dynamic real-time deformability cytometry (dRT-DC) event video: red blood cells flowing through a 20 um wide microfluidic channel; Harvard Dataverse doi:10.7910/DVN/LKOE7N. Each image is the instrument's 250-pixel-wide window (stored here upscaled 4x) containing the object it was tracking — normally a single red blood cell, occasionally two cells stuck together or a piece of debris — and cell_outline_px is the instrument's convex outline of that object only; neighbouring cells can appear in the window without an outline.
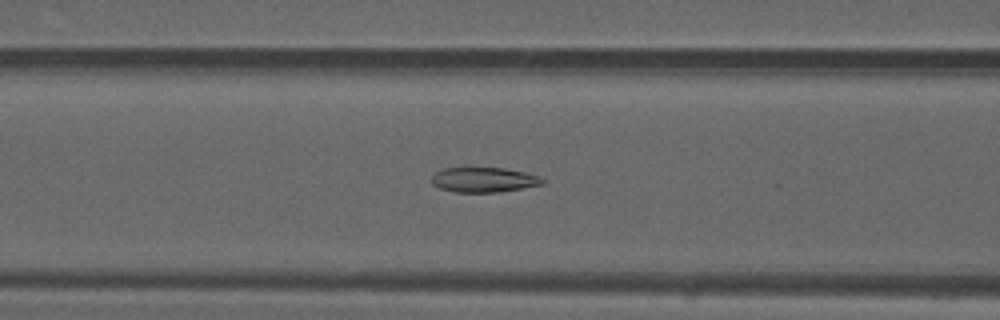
{"species": "common noctule bat (a hibernating species)", "species_latin": "Nyctalus noctula", "temperature_condition": "warm", "stored_images_in_passage": 50, "camera_frame_rate_fps": 3000, "um_per_image_px": 0.085, "animal": {"sex": "male", "forearm_length_mm": 52.5}, "frame": {"image": 1, "passage_image": 21, "time_ms": 6.667, "image_size_px": [1000, 320], "cell_outline_px": [[544, 184], [500, 192], [452, 192], [440, 188], [432, 184], [432, 176], [436, 172], [444, 168], [504, 168], [524, 172], [540, 176], [544, 180]], "centroid_in_image_um": [41.13, 15.29], "position_along_channel_um": 125.5, "area_um2": 16.07}}
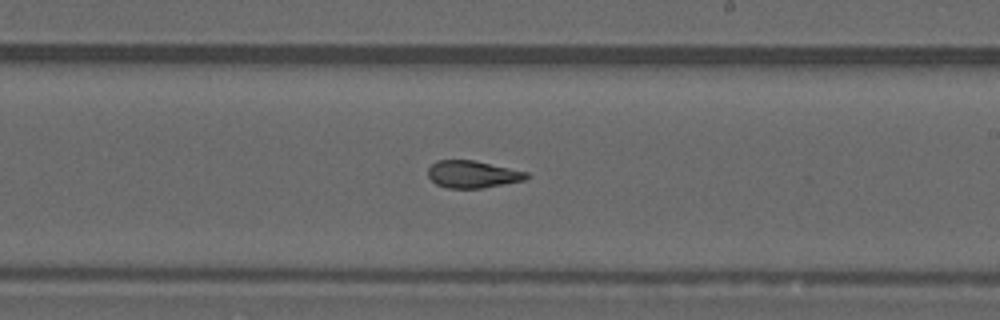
{"frame": {"image": 2, "passage_image": 30, "time_ms": 9.667, "image_size_px": [1000, 320], "cell_outline_px": [[528, 176], [524, 180], [504, 184], [480, 188], [448, 188], [436, 184], [428, 176], [428, 168], [436, 160], [476, 160], [528, 172]], "centroid_in_image_um": [40.16, 14.8], "position_along_channel_um": 248.8, "area_um2": 15.61}}
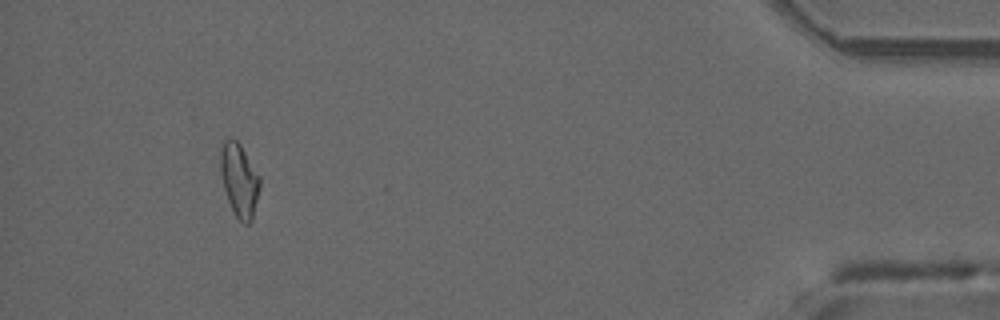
{"frame": {"image": 3, "passage_image": 47, "time_ms": 15.333, "image_size_px": [1000, 320], "cell_outline_px": [[260, 188], [252, 220], [248, 224], [244, 224], [236, 216], [228, 200], [224, 188], [220, 172], [220, 152], [224, 140], [236, 140], [240, 144], [260, 176]], "centroid_in_image_um": [20.35, 15.32], "position_along_channel_um": 414.9, "area_um2": 16.65}, "authors_computed_cell_mechanics": {"area_um2": 16.6753, "velocity_mm_per_s": 4.1213, "shape_relaxation_time_tau1_ms": null, "shape_relaxation_time_tau2_ms": 2.228, "deformation_change_tau1": null, "deformation_change_tau2": 0.0934}}